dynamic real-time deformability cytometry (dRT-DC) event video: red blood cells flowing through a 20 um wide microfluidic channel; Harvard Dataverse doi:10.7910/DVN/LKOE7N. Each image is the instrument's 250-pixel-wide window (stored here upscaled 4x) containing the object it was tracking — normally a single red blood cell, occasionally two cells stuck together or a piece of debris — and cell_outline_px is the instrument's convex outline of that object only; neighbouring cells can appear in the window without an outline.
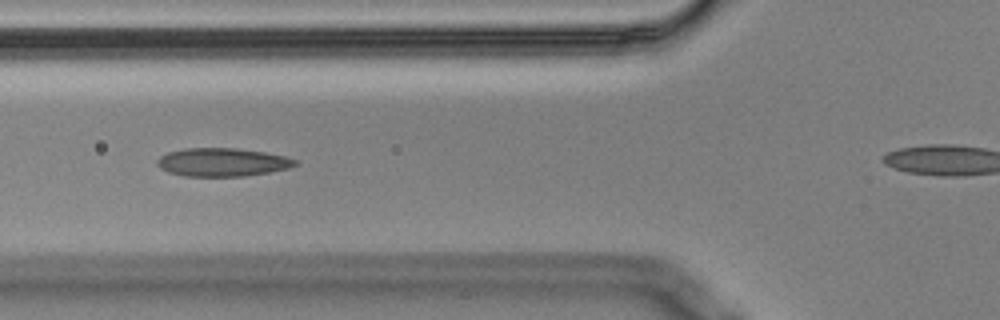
{"species": "Egyptian fruit bat (a non-hibernating species)", "species_latin": "Rousettus aegyptiacus", "temperature_condition": "cold", "stored_images_in_passage": 7, "camera_frame_rate_fps": 3000, "um_per_image_px": 0.085, "animal": {"sex": "male"}, "frame": {"image": 1, "passage_image": 6, "time_ms": 1.667, "image_size_px": [1000, 320], "cell_outline_px": [[296, 164], [288, 168], [268, 172], [244, 176], [184, 176], [168, 172], [160, 168], [156, 164], [156, 160], [160, 156], [168, 152], [184, 148], [236, 148], [264, 152], [284, 156], [296, 160]], "centroid_in_image_um": [18.84, 13.78], "position_along_channel_um": 107.0, "area_um2": 22.66}}